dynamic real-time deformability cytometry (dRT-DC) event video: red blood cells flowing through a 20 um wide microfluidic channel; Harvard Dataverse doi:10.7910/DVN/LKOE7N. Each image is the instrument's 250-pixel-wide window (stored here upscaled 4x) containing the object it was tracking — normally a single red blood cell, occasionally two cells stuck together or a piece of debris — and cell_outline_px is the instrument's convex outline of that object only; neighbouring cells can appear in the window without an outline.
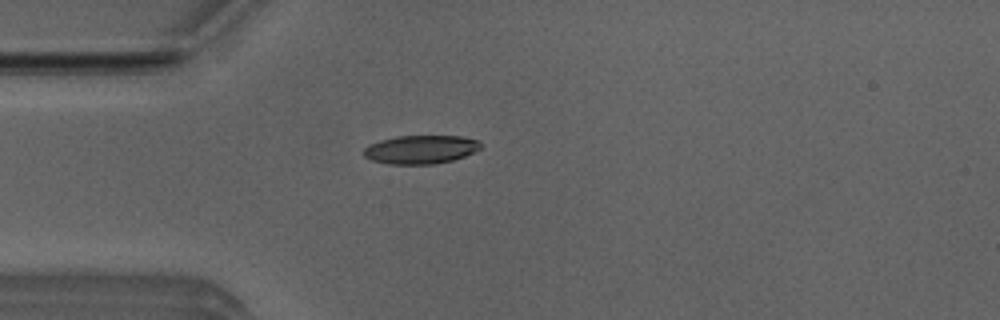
{"species": "Egyptian fruit bat (a non-hibernating species)", "species_latin": "Rousettus aegyptiacus", "temperature_condition": "room temperature", "stored_images_in_passage": 5, "camera_frame_rate_fps": 3000, "um_per_image_px": 0.085, "animal": {"sex": "male"}, "frame": {"image": 1, "passage_image": 4, "time_ms": 1.0, "image_size_px": [1000, 320], "cell_outline_px": [[480, 148], [464, 156], [452, 160], [432, 164], [388, 164], [372, 160], [364, 156], [360, 152], [368, 144], [380, 140], [396, 136], [464, 136], [476, 140], [480, 144]], "centroid_in_image_um": [35.68, 12.7], "position_along_channel_um": 49.3, "area_um2": 19.42}}